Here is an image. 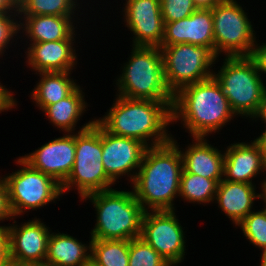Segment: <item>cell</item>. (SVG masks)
I'll return each instance as SVG.
<instances>
[{"instance_id":"cell-1","label":"cell","mask_w":266,"mask_h":266,"mask_svg":"<svg viewBox=\"0 0 266 266\" xmlns=\"http://www.w3.org/2000/svg\"><path fill=\"white\" fill-rule=\"evenodd\" d=\"M174 137L165 144L148 147L133 180V194L144 211H174L183 171L180 148ZM150 209V210H149Z\"/></svg>"},{"instance_id":"cell-2","label":"cell","mask_w":266,"mask_h":266,"mask_svg":"<svg viewBox=\"0 0 266 266\" xmlns=\"http://www.w3.org/2000/svg\"><path fill=\"white\" fill-rule=\"evenodd\" d=\"M117 96L105 116L95 119L107 132L136 139L147 147L162 145L171 140L172 135L168 134L166 128L169 123L172 124L173 102Z\"/></svg>"},{"instance_id":"cell-3","label":"cell","mask_w":266,"mask_h":266,"mask_svg":"<svg viewBox=\"0 0 266 266\" xmlns=\"http://www.w3.org/2000/svg\"><path fill=\"white\" fill-rule=\"evenodd\" d=\"M171 112L172 122L182 120L193 138H207L236 116L214 76L178 90Z\"/></svg>"},{"instance_id":"cell-4","label":"cell","mask_w":266,"mask_h":266,"mask_svg":"<svg viewBox=\"0 0 266 266\" xmlns=\"http://www.w3.org/2000/svg\"><path fill=\"white\" fill-rule=\"evenodd\" d=\"M88 198V199H87ZM97 211L91 239L131 240L141 236L144 209L133 191L108 189L85 196Z\"/></svg>"},{"instance_id":"cell-5","label":"cell","mask_w":266,"mask_h":266,"mask_svg":"<svg viewBox=\"0 0 266 266\" xmlns=\"http://www.w3.org/2000/svg\"><path fill=\"white\" fill-rule=\"evenodd\" d=\"M132 47L130 59L116 81L117 95L129 99L173 102L174 94L165 81L161 49Z\"/></svg>"},{"instance_id":"cell-6","label":"cell","mask_w":266,"mask_h":266,"mask_svg":"<svg viewBox=\"0 0 266 266\" xmlns=\"http://www.w3.org/2000/svg\"><path fill=\"white\" fill-rule=\"evenodd\" d=\"M75 161L73 169L61 185L62 193L76 187L80 199L111 189L114 181L106 174L102 163V126L92 120L75 134Z\"/></svg>"},{"instance_id":"cell-7","label":"cell","mask_w":266,"mask_h":266,"mask_svg":"<svg viewBox=\"0 0 266 266\" xmlns=\"http://www.w3.org/2000/svg\"><path fill=\"white\" fill-rule=\"evenodd\" d=\"M213 76L235 115L252 118L266 92L254 61L249 56L226 57L220 71Z\"/></svg>"},{"instance_id":"cell-8","label":"cell","mask_w":266,"mask_h":266,"mask_svg":"<svg viewBox=\"0 0 266 266\" xmlns=\"http://www.w3.org/2000/svg\"><path fill=\"white\" fill-rule=\"evenodd\" d=\"M167 87L175 94L182 87L213 76L217 56L208 47L179 43L160 47ZM208 69V70H207Z\"/></svg>"},{"instance_id":"cell-9","label":"cell","mask_w":266,"mask_h":266,"mask_svg":"<svg viewBox=\"0 0 266 266\" xmlns=\"http://www.w3.org/2000/svg\"><path fill=\"white\" fill-rule=\"evenodd\" d=\"M16 161L22 168L4 177L13 217L46 206L63 194L61 184L54 178L33 169L21 157Z\"/></svg>"},{"instance_id":"cell-10","label":"cell","mask_w":266,"mask_h":266,"mask_svg":"<svg viewBox=\"0 0 266 266\" xmlns=\"http://www.w3.org/2000/svg\"><path fill=\"white\" fill-rule=\"evenodd\" d=\"M215 55L250 56L256 38L247 13L235 0H222L212 9Z\"/></svg>"},{"instance_id":"cell-11","label":"cell","mask_w":266,"mask_h":266,"mask_svg":"<svg viewBox=\"0 0 266 266\" xmlns=\"http://www.w3.org/2000/svg\"><path fill=\"white\" fill-rule=\"evenodd\" d=\"M174 211H145L141 238L153 247L171 266L185 256V236Z\"/></svg>"},{"instance_id":"cell-12","label":"cell","mask_w":266,"mask_h":266,"mask_svg":"<svg viewBox=\"0 0 266 266\" xmlns=\"http://www.w3.org/2000/svg\"><path fill=\"white\" fill-rule=\"evenodd\" d=\"M123 8L126 27L135 35L132 45L160 48L164 36L160 0H126Z\"/></svg>"},{"instance_id":"cell-13","label":"cell","mask_w":266,"mask_h":266,"mask_svg":"<svg viewBox=\"0 0 266 266\" xmlns=\"http://www.w3.org/2000/svg\"><path fill=\"white\" fill-rule=\"evenodd\" d=\"M147 148L136 139L111 134L102 127V163L114 182L126 174L133 182L137 173L133 169H139Z\"/></svg>"},{"instance_id":"cell-14","label":"cell","mask_w":266,"mask_h":266,"mask_svg":"<svg viewBox=\"0 0 266 266\" xmlns=\"http://www.w3.org/2000/svg\"><path fill=\"white\" fill-rule=\"evenodd\" d=\"M75 134L67 133L42 145L29 155L21 157L33 169L43 172L63 184L75 161Z\"/></svg>"},{"instance_id":"cell-15","label":"cell","mask_w":266,"mask_h":266,"mask_svg":"<svg viewBox=\"0 0 266 266\" xmlns=\"http://www.w3.org/2000/svg\"><path fill=\"white\" fill-rule=\"evenodd\" d=\"M10 262H42L47 256L48 227L39 219L7 226Z\"/></svg>"},{"instance_id":"cell-16","label":"cell","mask_w":266,"mask_h":266,"mask_svg":"<svg viewBox=\"0 0 266 266\" xmlns=\"http://www.w3.org/2000/svg\"><path fill=\"white\" fill-rule=\"evenodd\" d=\"M179 43L208 47L215 53L211 9H196L187 18L164 23V36L161 46H171Z\"/></svg>"},{"instance_id":"cell-17","label":"cell","mask_w":266,"mask_h":266,"mask_svg":"<svg viewBox=\"0 0 266 266\" xmlns=\"http://www.w3.org/2000/svg\"><path fill=\"white\" fill-rule=\"evenodd\" d=\"M73 41L75 40L30 43V47L25 52L27 55L26 62L38 73L71 72L77 64Z\"/></svg>"},{"instance_id":"cell-18","label":"cell","mask_w":266,"mask_h":266,"mask_svg":"<svg viewBox=\"0 0 266 266\" xmlns=\"http://www.w3.org/2000/svg\"><path fill=\"white\" fill-rule=\"evenodd\" d=\"M223 179L231 182L252 184V180L260 171H266V163L259 146L251 143L238 142L227 146L224 152Z\"/></svg>"},{"instance_id":"cell-19","label":"cell","mask_w":266,"mask_h":266,"mask_svg":"<svg viewBox=\"0 0 266 266\" xmlns=\"http://www.w3.org/2000/svg\"><path fill=\"white\" fill-rule=\"evenodd\" d=\"M254 184L243 182H231L222 179L216 190L215 202L235 225H238L250 212L255 199H259L256 194Z\"/></svg>"},{"instance_id":"cell-20","label":"cell","mask_w":266,"mask_h":266,"mask_svg":"<svg viewBox=\"0 0 266 266\" xmlns=\"http://www.w3.org/2000/svg\"><path fill=\"white\" fill-rule=\"evenodd\" d=\"M193 144L181 151L183 169L209 179H223L225 154L208 144L206 138L196 137ZM223 153V154H222Z\"/></svg>"},{"instance_id":"cell-21","label":"cell","mask_w":266,"mask_h":266,"mask_svg":"<svg viewBox=\"0 0 266 266\" xmlns=\"http://www.w3.org/2000/svg\"><path fill=\"white\" fill-rule=\"evenodd\" d=\"M22 17L25 21L22 23L19 21V29L25 31V35L31 43L75 40L74 21L71 20L70 16L35 15Z\"/></svg>"},{"instance_id":"cell-22","label":"cell","mask_w":266,"mask_h":266,"mask_svg":"<svg viewBox=\"0 0 266 266\" xmlns=\"http://www.w3.org/2000/svg\"><path fill=\"white\" fill-rule=\"evenodd\" d=\"M86 245L68 234L51 233L45 261L52 266H90L91 239Z\"/></svg>"},{"instance_id":"cell-23","label":"cell","mask_w":266,"mask_h":266,"mask_svg":"<svg viewBox=\"0 0 266 266\" xmlns=\"http://www.w3.org/2000/svg\"><path fill=\"white\" fill-rule=\"evenodd\" d=\"M41 79L32 91V99L43 110L69 96L79 85L70 78L71 72H40Z\"/></svg>"},{"instance_id":"cell-24","label":"cell","mask_w":266,"mask_h":266,"mask_svg":"<svg viewBox=\"0 0 266 266\" xmlns=\"http://www.w3.org/2000/svg\"><path fill=\"white\" fill-rule=\"evenodd\" d=\"M86 107L83 92L78 86L69 96L55 104L48 105L42 111L55 127L63 129L64 133H73Z\"/></svg>"},{"instance_id":"cell-25","label":"cell","mask_w":266,"mask_h":266,"mask_svg":"<svg viewBox=\"0 0 266 266\" xmlns=\"http://www.w3.org/2000/svg\"><path fill=\"white\" fill-rule=\"evenodd\" d=\"M90 266H128L129 240L91 239Z\"/></svg>"},{"instance_id":"cell-26","label":"cell","mask_w":266,"mask_h":266,"mask_svg":"<svg viewBox=\"0 0 266 266\" xmlns=\"http://www.w3.org/2000/svg\"><path fill=\"white\" fill-rule=\"evenodd\" d=\"M222 179H209L203 176L187 173L184 169L179 185V197L190 203L213 202L216 196L217 185Z\"/></svg>"},{"instance_id":"cell-27","label":"cell","mask_w":266,"mask_h":266,"mask_svg":"<svg viewBox=\"0 0 266 266\" xmlns=\"http://www.w3.org/2000/svg\"><path fill=\"white\" fill-rule=\"evenodd\" d=\"M75 3L77 0H27L18 13L21 16L53 15L73 18L75 8L78 6Z\"/></svg>"},{"instance_id":"cell-28","label":"cell","mask_w":266,"mask_h":266,"mask_svg":"<svg viewBox=\"0 0 266 266\" xmlns=\"http://www.w3.org/2000/svg\"><path fill=\"white\" fill-rule=\"evenodd\" d=\"M128 266H171L141 237L129 240Z\"/></svg>"},{"instance_id":"cell-29","label":"cell","mask_w":266,"mask_h":266,"mask_svg":"<svg viewBox=\"0 0 266 266\" xmlns=\"http://www.w3.org/2000/svg\"><path fill=\"white\" fill-rule=\"evenodd\" d=\"M237 226L249 242L262 251L266 249V208L250 212Z\"/></svg>"},{"instance_id":"cell-30","label":"cell","mask_w":266,"mask_h":266,"mask_svg":"<svg viewBox=\"0 0 266 266\" xmlns=\"http://www.w3.org/2000/svg\"><path fill=\"white\" fill-rule=\"evenodd\" d=\"M164 23L189 17L197 8L192 0H160Z\"/></svg>"},{"instance_id":"cell-31","label":"cell","mask_w":266,"mask_h":266,"mask_svg":"<svg viewBox=\"0 0 266 266\" xmlns=\"http://www.w3.org/2000/svg\"><path fill=\"white\" fill-rule=\"evenodd\" d=\"M16 16L19 17L18 12H14L12 14L0 13V56L4 54V48L6 51V47L8 46V44H10V40H12L13 37L17 35V33H20V22H18L17 20L15 21V18H13Z\"/></svg>"},{"instance_id":"cell-32","label":"cell","mask_w":266,"mask_h":266,"mask_svg":"<svg viewBox=\"0 0 266 266\" xmlns=\"http://www.w3.org/2000/svg\"><path fill=\"white\" fill-rule=\"evenodd\" d=\"M3 177L0 178V221L4 219H13V215L8 201V188Z\"/></svg>"},{"instance_id":"cell-33","label":"cell","mask_w":266,"mask_h":266,"mask_svg":"<svg viewBox=\"0 0 266 266\" xmlns=\"http://www.w3.org/2000/svg\"><path fill=\"white\" fill-rule=\"evenodd\" d=\"M249 57L254 61L258 72L266 74V43L259 46L255 41Z\"/></svg>"},{"instance_id":"cell-34","label":"cell","mask_w":266,"mask_h":266,"mask_svg":"<svg viewBox=\"0 0 266 266\" xmlns=\"http://www.w3.org/2000/svg\"><path fill=\"white\" fill-rule=\"evenodd\" d=\"M9 233L7 226H0V266H9Z\"/></svg>"},{"instance_id":"cell-35","label":"cell","mask_w":266,"mask_h":266,"mask_svg":"<svg viewBox=\"0 0 266 266\" xmlns=\"http://www.w3.org/2000/svg\"><path fill=\"white\" fill-rule=\"evenodd\" d=\"M197 9H212L222 0H192Z\"/></svg>"},{"instance_id":"cell-36","label":"cell","mask_w":266,"mask_h":266,"mask_svg":"<svg viewBox=\"0 0 266 266\" xmlns=\"http://www.w3.org/2000/svg\"><path fill=\"white\" fill-rule=\"evenodd\" d=\"M255 118H261L264 123H266V92L264 94V97L262 101L259 104L258 110L255 113V115L252 117V119ZM266 127V126H265Z\"/></svg>"},{"instance_id":"cell-37","label":"cell","mask_w":266,"mask_h":266,"mask_svg":"<svg viewBox=\"0 0 266 266\" xmlns=\"http://www.w3.org/2000/svg\"><path fill=\"white\" fill-rule=\"evenodd\" d=\"M12 11L18 12L12 0H0V13H13Z\"/></svg>"},{"instance_id":"cell-38","label":"cell","mask_w":266,"mask_h":266,"mask_svg":"<svg viewBox=\"0 0 266 266\" xmlns=\"http://www.w3.org/2000/svg\"><path fill=\"white\" fill-rule=\"evenodd\" d=\"M261 134L262 135H260L259 137H257L253 141L259 146L260 151H261V153L263 155V159H264V161L266 163V129Z\"/></svg>"},{"instance_id":"cell-39","label":"cell","mask_w":266,"mask_h":266,"mask_svg":"<svg viewBox=\"0 0 266 266\" xmlns=\"http://www.w3.org/2000/svg\"><path fill=\"white\" fill-rule=\"evenodd\" d=\"M9 266H52L47 261L42 262H10Z\"/></svg>"},{"instance_id":"cell-40","label":"cell","mask_w":266,"mask_h":266,"mask_svg":"<svg viewBox=\"0 0 266 266\" xmlns=\"http://www.w3.org/2000/svg\"><path fill=\"white\" fill-rule=\"evenodd\" d=\"M261 184H262L261 189H262L263 193L259 194V199L260 198L263 199V201L265 202V207L264 208H266V179L263 180V183H261Z\"/></svg>"},{"instance_id":"cell-41","label":"cell","mask_w":266,"mask_h":266,"mask_svg":"<svg viewBox=\"0 0 266 266\" xmlns=\"http://www.w3.org/2000/svg\"><path fill=\"white\" fill-rule=\"evenodd\" d=\"M27 0H12L15 7L19 10Z\"/></svg>"},{"instance_id":"cell-42","label":"cell","mask_w":266,"mask_h":266,"mask_svg":"<svg viewBox=\"0 0 266 266\" xmlns=\"http://www.w3.org/2000/svg\"><path fill=\"white\" fill-rule=\"evenodd\" d=\"M259 266H266V249L262 251L261 265H259Z\"/></svg>"}]
</instances>
